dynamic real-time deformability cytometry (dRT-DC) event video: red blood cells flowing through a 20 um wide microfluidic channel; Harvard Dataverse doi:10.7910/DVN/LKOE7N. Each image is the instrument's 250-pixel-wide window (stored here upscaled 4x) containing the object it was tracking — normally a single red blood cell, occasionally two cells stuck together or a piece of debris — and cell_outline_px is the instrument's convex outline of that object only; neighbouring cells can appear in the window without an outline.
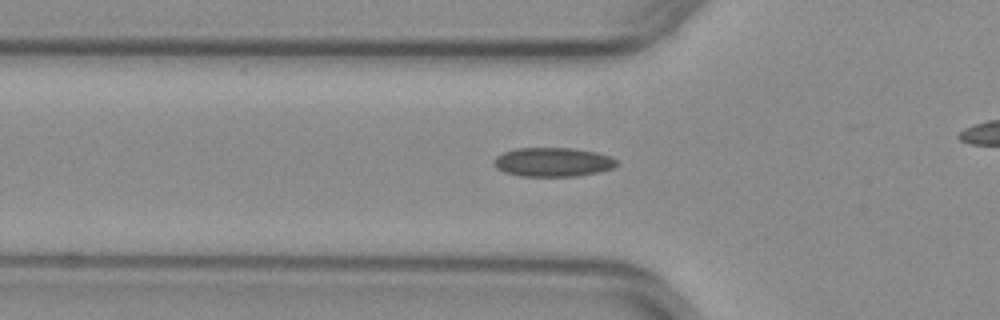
{"species": "common noctule bat (a hibernating species)", "species_latin": "Nyctalus noctula", "temperature_condition": "warm", "stored_images_in_passage": 28, "camera_frame_rate_fps": 3000, "um_per_image_px": 0.085, "animal": {"sex": "female", "body_mass_g": 29.2, "forearm_length_mm": 56.3}, "frame": {"image": 1, "passage_image": 3, "time_ms": 0.667, "image_size_px": [1000, 320], "cell_outline_px": [[616, 164], [612, 168], [600, 172], [576, 176], [520, 176], [504, 172], [496, 168], [496, 156], [504, 152], [516, 148], [572, 148], [596, 152], [608, 156], [616, 160]], "centroid_in_image_um": [46.99, 13.78], "position_along_channel_um": 78.8, "area_um2": 20.58}}
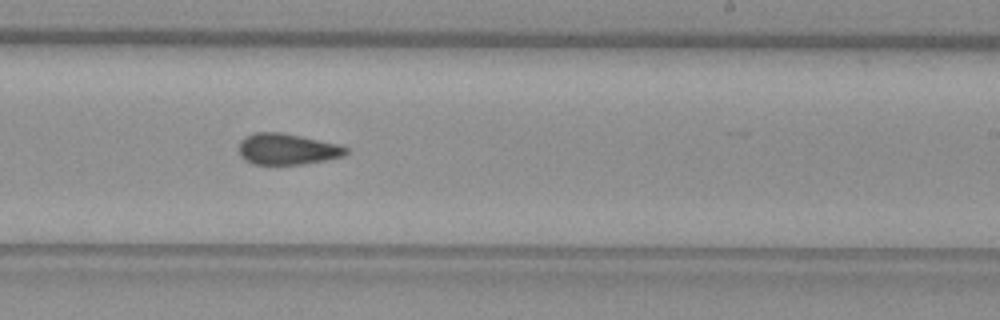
{"frame": {"image": 2, "passage_image": 17, "time_ms": 5.333, "image_size_px": [1000, 320], "cell_outline_px": [[348, 152], [344, 156], [304, 164], [252, 164], [244, 160], [240, 156], [240, 140], [244, 136], [252, 132], [280, 132], [340, 144], [348, 148]], "centroid_in_image_um": [24.4, 12.67], "position_along_channel_um": 264.6, "area_um2": 19.54}}
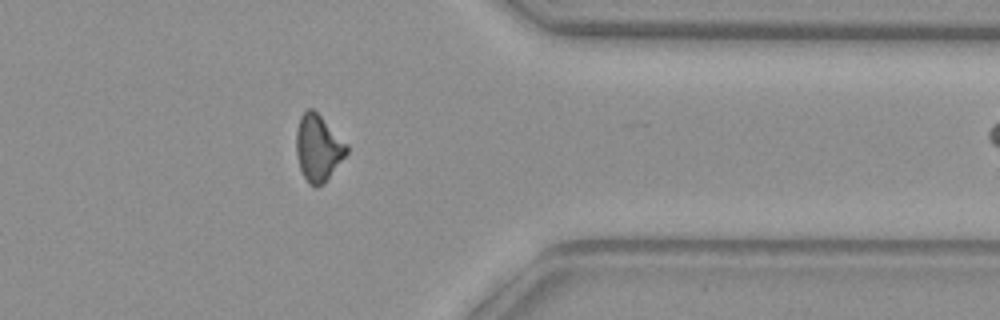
{"frame": {"image": 3, "passage_image": 27, "time_ms": 8.667, "image_size_px": [1000, 320], "cell_outline_px": [[348, 152], [324, 184], [316, 188], [308, 184], [300, 168], [296, 152], [296, 132], [300, 116], [308, 108], [312, 108], [348, 144]], "centroid_in_image_um": [27.04, 12.6], "position_along_channel_um": 384.4, "area_um2": 19.48}}